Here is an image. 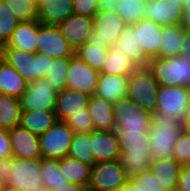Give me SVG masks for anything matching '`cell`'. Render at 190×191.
Masks as SVG:
<instances>
[{
	"label": "cell",
	"instance_id": "d590c367",
	"mask_svg": "<svg viewBox=\"0 0 190 191\" xmlns=\"http://www.w3.org/2000/svg\"><path fill=\"white\" fill-rule=\"evenodd\" d=\"M147 0H121L116 13L126 25H133L145 18Z\"/></svg>",
	"mask_w": 190,
	"mask_h": 191
},
{
	"label": "cell",
	"instance_id": "277c9868",
	"mask_svg": "<svg viewBox=\"0 0 190 191\" xmlns=\"http://www.w3.org/2000/svg\"><path fill=\"white\" fill-rule=\"evenodd\" d=\"M0 57L11 65L29 84L45 78L52 58L36 52L30 53L17 48H0Z\"/></svg>",
	"mask_w": 190,
	"mask_h": 191
},
{
	"label": "cell",
	"instance_id": "5b68a950",
	"mask_svg": "<svg viewBox=\"0 0 190 191\" xmlns=\"http://www.w3.org/2000/svg\"><path fill=\"white\" fill-rule=\"evenodd\" d=\"M159 84L148 67H138L128 76L126 97L143 110L156 113Z\"/></svg>",
	"mask_w": 190,
	"mask_h": 191
},
{
	"label": "cell",
	"instance_id": "7bdbcfd3",
	"mask_svg": "<svg viewBox=\"0 0 190 191\" xmlns=\"http://www.w3.org/2000/svg\"><path fill=\"white\" fill-rule=\"evenodd\" d=\"M74 14L92 17L98 11V0H73Z\"/></svg>",
	"mask_w": 190,
	"mask_h": 191
},
{
	"label": "cell",
	"instance_id": "30bf717a",
	"mask_svg": "<svg viewBox=\"0 0 190 191\" xmlns=\"http://www.w3.org/2000/svg\"><path fill=\"white\" fill-rule=\"evenodd\" d=\"M190 109V88L186 86H159L157 93L158 114H166L182 123Z\"/></svg>",
	"mask_w": 190,
	"mask_h": 191
},
{
	"label": "cell",
	"instance_id": "8fae6325",
	"mask_svg": "<svg viewBox=\"0 0 190 191\" xmlns=\"http://www.w3.org/2000/svg\"><path fill=\"white\" fill-rule=\"evenodd\" d=\"M128 180L118 160L95 163L91 168L88 191H116Z\"/></svg>",
	"mask_w": 190,
	"mask_h": 191
},
{
	"label": "cell",
	"instance_id": "f907efd6",
	"mask_svg": "<svg viewBox=\"0 0 190 191\" xmlns=\"http://www.w3.org/2000/svg\"><path fill=\"white\" fill-rule=\"evenodd\" d=\"M116 191H141L137 186L129 179L123 186Z\"/></svg>",
	"mask_w": 190,
	"mask_h": 191
},
{
	"label": "cell",
	"instance_id": "f1b7e54d",
	"mask_svg": "<svg viewBox=\"0 0 190 191\" xmlns=\"http://www.w3.org/2000/svg\"><path fill=\"white\" fill-rule=\"evenodd\" d=\"M60 170L69 183L85 185L88 187L91 174V165L83 163L75 158L66 156L59 160Z\"/></svg>",
	"mask_w": 190,
	"mask_h": 191
},
{
	"label": "cell",
	"instance_id": "7a4b0ae2",
	"mask_svg": "<svg viewBox=\"0 0 190 191\" xmlns=\"http://www.w3.org/2000/svg\"><path fill=\"white\" fill-rule=\"evenodd\" d=\"M120 152L119 163L129 179L144 172L152 166L153 159L149 155L150 142L147 132H126L117 134Z\"/></svg>",
	"mask_w": 190,
	"mask_h": 191
},
{
	"label": "cell",
	"instance_id": "60d3db41",
	"mask_svg": "<svg viewBox=\"0 0 190 191\" xmlns=\"http://www.w3.org/2000/svg\"><path fill=\"white\" fill-rule=\"evenodd\" d=\"M173 158L180 165L190 164V132L183 130L174 145Z\"/></svg>",
	"mask_w": 190,
	"mask_h": 191
},
{
	"label": "cell",
	"instance_id": "ab89813d",
	"mask_svg": "<svg viewBox=\"0 0 190 191\" xmlns=\"http://www.w3.org/2000/svg\"><path fill=\"white\" fill-rule=\"evenodd\" d=\"M64 122L73 130L74 134L95 131L88 108H83L81 112L72 114Z\"/></svg>",
	"mask_w": 190,
	"mask_h": 191
},
{
	"label": "cell",
	"instance_id": "681fc988",
	"mask_svg": "<svg viewBox=\"0 0 190 191\" xmlns=\"http://www.w3.org/2000/svg\"><path fill=\"white\" fill-rule=\"evenodd\" d=\"M181 28L190 32V13H183L181 16L180 24Z\"/></svg>",
	"mask_w": 190,
	"mask_h": 191
},
{
	"label": "cell",
	"instance_id": "5bb4252c",
	"mask_svg": "<svg viewBox=\"0 0 190 191\" xmlns=\"http://www.w3.org/2000/svg\"><path fill=\"white\" fill-rule=\"evenodd\" d=\"M37 52L55 59L72 57L75 51L62 36L57 25H44L38 21Z\"/></svg>",
	"mask_w": 190,
	"mask_h": 191
},
{
	"label": "cell",
	"instance_id": "4fadbf2b",
	"mask_svg": "<svg viewBox=\"0 0 190 191\" xmlns=\"http://www.w3.org/2000/svg\"><path fill=\"white\" fill-rule=\"evenodd\" d=\"M100 72L93 69L80 57L74 54L66 77V87L80 91L88 96H94Z\"/></svg>",
	"mask_w": 190,
	"mask_h": 191
},
{
	"label": "cell",
	"instance_id": "52a82bcc",
	"mask_svg": "<svg viewBox=\"0 0 190 191\" xmlns=\"http://www.w3.org/2000/svg\"><path fill=\"white\" fill-rule=\"evenodd\" d=\"M115 117L114 131L119 134L121 131L148 132L153 120V113L147 112L138 107L135 102L127 97L115 101L112 105Z\"/></svg>",
	"mask_w": 190,
	"mask_h": 191
},
{
	"label": "cell",
	"instance_id": "7402d4cb",
	"mask_svg": "<svg viewBox=\"0 0 190 191\" xmlns=\"http://www.w3.org/2000/svg\"><path fill=\"white\" fill-rule=\"evenodd\" d=\"M138 33L139 45L144 47L146 55L152 59L160 58L162 27L150 19H142L133 24Z\"/></svg>",
	"mask_w": 190,
	"mask_h": 191
},
{
	"label": "cell",
	"instance_id": "836d02e7",
	"mask_svg": "<svg viewBox=\"0 0 190 191\" xmlns=\"http://www.w3.org/2000/svg\"><path fill=\"white\" fill-rule=\"evenodd\" d=\"M137 68L138 67L129 58L119 54L111 47L109 48L104 68L100 73L129 76Z\"/></svg>",
	"mask_w": 190,
	"mask_h": 191
},
{
	"label": "cell",
	"instance_id": "b9f144b4",
	"mask_svg": "<svg viewBox=\"0 0 190 191\" xmlns=\"http://www.w3.org/2000/svg\"><path fill=\"white\" fill-rule=\"evenodd\" d=\"M130 180L141 191H165L151 169L133 176Z\"/></svg>",
	"mask_w": 190,
	"mask_h": 191
},
{
	"label": "cell",
	"instance_id": "6da1fadb",
	"mask_svg": "<svg viewBox=\"0 0 190 191\" xmlns=\"http://www.w3.org/2000/svg\"><path fill=\"white\" fill-rule=\"evenodd\" d=\"M0 181L15 191H46L40 160L7 158L0 163Z\"/></svg>",
	"mask_w": 190,
	"mask_h": 191
},
{
	"label": "cell",
	"instance_id": "ac0fdd59",
	"mask_svg": "<svg viewBox=\"0 0 190 191\" xmlns=\"http://www.w3.org/2000/svg\"><path fill=\"white\" fill-rule=\"evenodd\" d=\"M112 48L129 58L137 67H148L151 61L144 52V47L139 45L138 33L133 25L125 26Z\"/></svg>",
	"mask_w": 190,
	"mask_h": 191
},
{
	"label": "cell",
	"instance_id": "bcb514c9",
	"mask_svg": "<svg viewBox=\"0 0 190 191\" xmlns=\"http://www.w3.org/2000/svg\"><path fill=\"white\" fill-rule=\"evenodd\" d=\"M181 56L190 63V32L185 31L181 44Z\"/></svg>",
	"mask_w": 190,
	"mask_h": 191
},
{
	"label": "cell",
	"instance_id": "f6af8a7d",
	"mask_svg": "<svg viewBox=\"0 0 190 191\" xmlns=\"http://www.w3.org/2000/svg\"><path fill=\"white\" fill-rule=\"evenodd\" d=\"M177 188L180 191H190V164L180 166Z\"/></svg>",
	"mask_w": 190,
	"mask_h": 191
},
{
	"label": "cell",
	"instance_id": "484cf974",
	"mask_svg": "<svg viewBox=\"0 0 190 191\" xmlns=\"http://www.w3.org/2000/svg\"><path fill=\"white\" fill-rule=\"evenodd\" d=\"M27 86L25 79L0 57V93L19 99Z\"/></svg>",
	"mask_w": 190,
	"mask_h": 191
},
{
	"label": "cell",
	"instance_id": "11a10c76",
	"mask_svg": "<svg viewBox=\"0 0 190 191\" xmlns=\"http://www.w3.org/2000/svg\"><path fill=\"white\" fill-rule=\"evenodd\" d=\"M4 183L2 181H0V191L4 188Z\"/></svg>",
	"mask_w": 190,
	"mask_h": 191
},
{
	"label": "cell",
	"instance_id": "c3c4849f",
	"mask_svg": "<svg viewBox=\"0 0 190 191\" xmlns=\"http://www.w3.org/2000/svg\"><path fill=\"white\" fill-rule=\"evenodd\" d=\"M49 191H88V187L85 185H79L75 183H68L64 187L49 190Z\"/></svg>",
	"mask_w": 190,
	"mask_h": 191
},
{
	"label": "cell",
	"instance_id": "816d5d0a",
	"mask_svg": "<svg viewBox=\"0 0 190 191\" xmlns=\"http://www.w3.org/2000/svg\"><path fill=\"white\" fill-rule=\"evenodd\" d=\"M183 130L190 132V109L185 114V120L183 122Z\"/></svg>",
	"mask_w": 190,
	"mask_h": 191
},
{
	"label": "cell",
	"instance_id": "ba28073f",
	"mask_svg": "<svg viewBox=\"0 0 190 191\" xmlns=\"http://www.w3.org/2000/svg\"><path fill=\"white\" fill-rule=\"evenodd\" d=\"M125 26L116 12L98 10L93 16V29L87 42L98 47L111 48L117 43Z\"/></svg>",
	"mask_w": 190,
	"mask_h": 191
},
{
	"label": "cell",
	"instance_id": "d6a6232c",
	"mask_svg": "<svg viewBox=\"0 0 190 191\" xmlns=\"http://www.w3.org/2000/svg\"><path fill=\"white\" fill-rule=\"evenodd\" d=\"M67 156L93 166L92 132L74 134Z\"/></svg>",
	"mask_w": 190,
	"mask_h": 191
},
{
	"label": "cell",
	"instance_id": "d4e9b609",
	"mask_svg": "<svg viewBox=\"0 0 190 191\" xmlns=\"http://www.w3.org/2000/svg\"><path fill=\"white\" fill-rule=\"evenodd\" d=\"M112 105L113 103L95 95L90 97L87 108L95 131H114L116 122Z\"/></svg>",
	"mask_w": 190,
	"mask_h": 191
},
{
	"label": "cell",
	"instance_id": "db71d44e",
	"mask_svg": "<svg viewBox=\"0 0 190 191\" xmlns=\"http://www.w3.org/2000/svg\"><path fill=\"white\" fill-rule=\"evenodd\" d=\"M1 191H15V190L9 189V188H7V187H4Z\"/></svg>",
	"mask_w": 190,
	"mask_h": 191
},
{
	"label": "cell",
	"instance_id": "1f68e13d",
	"mask_svg": "<svg viewBox=\"0 0 190 191\" xmlns=\"http://www.w3.org/2000/svg\"><path fill=\"white\" fill-rule=\"evenodd\" d=\"M40 167L46 191L64 187L69 183L60 170L59 160L41 158Z\"/></svg>",
	"mask_w": 190,
	"mask_h": 191
},
{
	"label": "cell",
	"instance_id": "7dc6e473",
	"mask_svg": "<svg viewBox=\"0 0 190 191\" xmlns=\"http://www.w3.org/2000/svg\"><path fill=\"white\" fill-rule=\"evenodd\" d=\"M121 0H98V10L99 11H108L116 12L118 3Z\"/></svg>",
	"mask_w": 190,
	"mask_h": 191
},
{
	"label": "cell",
	"instance_id": "ffe728a7",
	"mask_svg": "<svg viewBox=\"0 0 190 191\" xmlns=\"http://www.w3.org/2000/svg\"><path fill=\"white\" fill-rule=\"evenodd\" d=\"M90 96L66 87L57 92L55 115L57 121H65L72 114L87 108Z\"/></svg>",
	"mask_w": 190,
	"mask_h": 191
},
{
	"label": "cell",
	"instance_id": "f35d334b",
	"mask_svg": "<svg viewBox=\"0 0 190 191\" xmlns=\"http://www.w3.org/2000/svg\"><path fill=\"white\" fill-rule=\"evenodd\" d=\"M18 24L11 10L0 0V48L7 45Z\"/></svg>",
	"mask_w": 190,
	"mask_h": 191
},
{
	"label": "cell",
	"instance_id": "4dcf8cb0",
	"mask_svg": "<svg viewBox=\"0 0 190 191\" xmlns=\"http://www.w3.org/2000/svg\"><path fill=\"white\" fill-rule=\"evenodd\" d=\"M185 30L180 25L162 27L160 58L181 55V44Z\"/></svg>",
	"mask_w": 190,
	"mask_h": 191
},
{
	"label": "cell",
	"instance_id": "9c48e42d",
	"mask_svg": "<svg viewBox=\"0 0 190 191\" xmlns=\"http://www.w3.org/2000/svg\"><path fill=\"white\" fill-rule=\"evenodd\" d=\"M73 135V130L64 121H56L39 136L42 158L60 160L66 157Z\"/></svg>",
	"mask_w": 190,
	"mask_h": 191
},
{
	"label": "cell",
	"instance_id": "e0dca14e",
	"mask_svg": "<svg viewBox=\"0 0 190 191\" xmlns=\"http://www.w3.org/2000/svg\"><path fill=\"white\" fill-rule=\"evenodd\" d=\"M13 158L40 160L39 136L20 125L9 130Z\"/></svg>",
	"mask_w": 190,
	"mask_h": 191
},
{
	"label": "cell",
	"instance_id": "4316f807",
	"mask_svg": "<svg viewBox=\"0 0 190 191\" xmlns=\"http://www.w3.org/2000/svg\"><path fill=\"white\" fill-rule=\"evenodd\" d=\"M57 121L55 111H22L20 126L40 136Z\"/></svg>",
	"mask_w": 190,
	"mask_h": 191
},
{
	"label": "cell",
	"instance_id": "3957f363",
	"mask_svg": "<svg viewBox=\"0 0 190 191\" xmlns=\"http://www.w3.org/2000/svg\"><path fill=\"white\" fill-rule=\"evenodd\" d=\"M183 131V123L166 114H153L147 135L150 142L149 155L153 160L173 158V150L178 136Z\"/></svg>",
	"mask_w": 190,
	"mask_h": 191
},
{
	"label": "cell",
	"instance_id": "74e56055",
	"mask_svg": "<svg viewBox=\"0 0 190 191\" xmlns=\"http://www.w3.org/2000/svg\"><path fill=\"white\" fill-rule=\"evenodd\" d=\"M21 22L37 20L38 2L36 0H1Z\"/></svg>",
	"mask_w": 190,
	"mask_h": 191
},
{
	"label": "cell",
	"instance_id": "2e32d148",
	"mask_svg": "<svg viewBox=\"0 0 190 191\" xmlns=\"http://www.w3.org/2000/svg\"><path fill=\"white\" fill-rule=\"evenodd\" d=\"M57 26L64 39L76 51L88 41L93 29V18L73 14Z\"/></svg>",
	"mask_w": 190,
	"mask_h": 191
},
{
	"label": "cell",
	"instance_id": "d6986e66",
	"mask_svg": "<svg viewBox=\"0 0 190 191\" xmlns=\"http://www.w3.org/2000/svg\"><path fill=\"white\" fill-rule=\"evenodd\" d=\"M92 151L94 164L118 160L121 152L117 133L115 131L92 132Z\"/></svg>",
	"mask_w": 190,
	"mask_h": 191
},
{
	"label": "cell",
	"instance_id": "44dd1931",
	"mask_svg": "<svg viewBox=\"0 0 190 191\" xmlns=\"http://www.w3.org/2000/svg\"><path fill=\"white\" fill-rule=\"evenodd\" d=\"M73 0H39L37 20L44 25H58L73 15Z\"/></svg>",
	"mask_w": 190,
	"mask_h": 191
},
{
	"label": "cell",
	"instance_id": "ee69618b",
	"mask_svg": "<svg viewBox=\"0 0 190 191\" xmlns=\"http://www.w3.org/2000/svg\"><path fill=\"white\" fill-rule=\"evenodd\" d=\"M12 147L9 136V130L0 128V158H12Z\"/></svg>",
	"mask_w": 190,
	"mask_h": 191
},
{
	"label": "cell",
	"instance_id": "603a6c76",
	"mask_svg": "<svg viewBox=\"0 0 190 191\" xmlns=\"http://www.w3.org/2000/svg\"><path fill=\"white\" fill-rule=\"evenodd\" d=\"M128 76L100 73L95 96L111 103L127 95Z\"/></svg>",
	"mask_w": 190,
	"mask_h": 191
},
{
	"label": "cell",
	"instance_id": "8d00e7d4",
	"mask_svg": "<svg viewBox=\"0 0 190 191\" xmlns=\"http://www.w3.org/2000/svg\"><path fill=\"white\" fill-rule=\"evenodd\" d=\"M108 52L109 48L98 47L86 42L75 51V54L93 69L101 72L107 60Z\"/></svg>",
	"mask_w": 190,
	"mask_h": 191
},
{
	"label": "cell",
	"instance_id": "9a60e30c",
	"mask_svg": "<svg viewBox=\"0 0 190 191\" xmlns=\"http://www.w3.org/2000/svg\"><path fill=\"white\" fill-rule=\"evenodd\" d=\"M183 0H147L145 18L161 27L179 25Z\"/></svg>",
	"mask_w": 190,
	"mask_h": 191
},
{
	"label": "cell",
	"instance_id": "f546056e",
	"mask_svg": "<svg viewBox=\"0 0 190 191\" xmlns=\"http://www.w3.org/2000/svg\"><path fill=\"white\" fill-rule=\"evenodd\" d=\"M22 107L20 100L0 93V128L11 130L20 124Z\"/></svg>",
	"mask_w": 190,
	"mask_h": 191
},
{
	"label": "cell",
	"instance_id": "e575fe53",
	"mask_svg": "<svg viewBox=\"0 0 190 191\" xmlns=\"http://www.w3.org/2000/svg\"><path fill=\"white\" fill-rule=\"evenodd\" d=\"M71 57H60L49 61V70L45 79L58 92L66 88V77L70 67Z\"/></svg>",
	"mask_w": 190,
	"mask_h": 191
},
{
	"label": "cell",
	"instance_id": "9f6ffc18",
	"mask_svg": "<svg viewBox=\"0 0 190 191\" xmlns=\"http://www.w3.org/2000/svg\"><path fill=\"white\" fill-rule=\"evenodd\" d=\"M171 191H180L178 188H175V189H173V190H171Z\"/></svg>",
	"mask_w": 190,
	"mask_h": 191
},
{
	"label": "cell",
	"instance_id": "8992f818",
	"mask_svg": "<svg viewBox=\"0 0 190 191\" xmlns=\"http://www.w3.org/2000/svg\"><path fill=\"white\" fill-rule=\"evenodd\" d=\"M148 69L159 86H186L190 88V63L181 55L171 58H152Z\"/></svg>",
	"mask_w": 190,
	"mask_h": 191
},
{
	"label": "cell",
	"instance_id": "f5cc1de1",
	"mask_svg": "<svg viewBox=\"0 0 190 191\" xmlns=\"http://www.w3.org/2000/svg\"><path fill=\"white\" fill-rule=\"evenodd\" d=\"M182 8L183 13H190V0H183Z\"/></svg>",
	"mask_w": 190,
	"mask_h": 191
},
{
	"label": "cell",
	"instance_id": "7c38bea8",
	"mask_svg": "<svg viewBox=\"0 0 190 191\" xmlns=\"http://www.w3.org/2000/svg\"><path fill=\"white\" fill-rule=\"evenodd\" d=\"M57 91L45 78L28 84L20 100L22 111H55Z\"/></svg>",
	"mask_w": 190,
	"mask_h": 191
},
{
	"label": "cell",
	"instance_id": "cb8c5ba5",
	"mask_svg": "<svg viewBox=\"0 0 190 191\" xmlns=\"http://www.w3.org/2000/svg\"><path fill=\"white\" fill-rule=\"evenodd\" d=\"M38 20L21 22L8 41L1 48H17L26 52H37Z\"/></svg>",
	"mask_w": 190,
	"mask_h": 191
},
{
	"label": "cell",
	"instance_id": "83f0119b",
	"mask_svg": "<svg viewBox=\"0 0 190 191\" xmlns=\"http://www.w3.org/2000/svg\"><path fill=\"white\" fill-rule=\"evenodd\" d=\"M180 164L174 159L153 160L151 171L165 191L177 188Z\"/></svg>",
	"mask_w": 190,
	"mask_h": 191
}]
</instances>
